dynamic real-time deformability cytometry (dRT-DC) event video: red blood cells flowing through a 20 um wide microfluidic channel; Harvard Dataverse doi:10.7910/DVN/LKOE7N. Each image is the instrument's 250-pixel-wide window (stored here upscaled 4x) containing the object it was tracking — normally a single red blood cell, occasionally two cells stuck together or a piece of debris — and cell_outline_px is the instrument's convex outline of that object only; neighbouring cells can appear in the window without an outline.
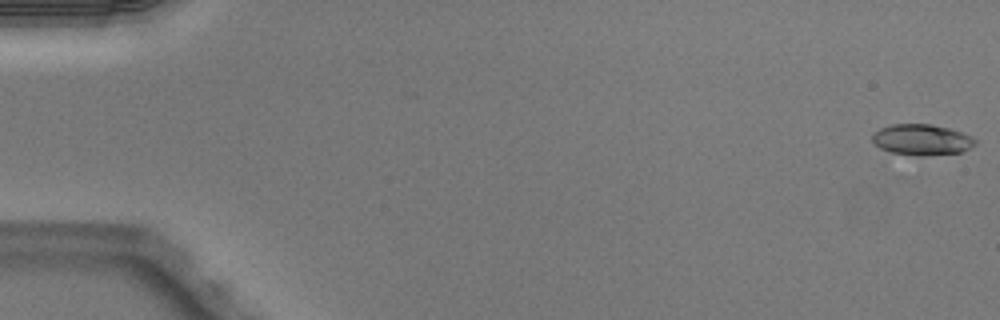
{"species": "Egyptian fruit bat (a non-hibernating species)", "species_latin": "Rousettus aegyptiacus", "temperature_condition": "warm", "stored_images_in_passage": 15, "camera_frame_rate_fps": 3000, "um_per_image_px": 0.085, "animal": {"sex": "male"}, "frame": {"image": 1, "passage_image": 1, "time_ms": 0.0, "image_size_px": [1000, 320], "cell_outline_px": [[976, 144], [960, 152], [928, 156], [916, 156], [892, 152], [880, 148], [872, 140], [872, 136], [880, 128], [892, 124], [932, 124], [948, 128], [972, 136], [976, 140]], "centroid_in_image_um": [78.36, 11.88], "position_along_channel_um": 6.6, "area_um2": 18.44}}
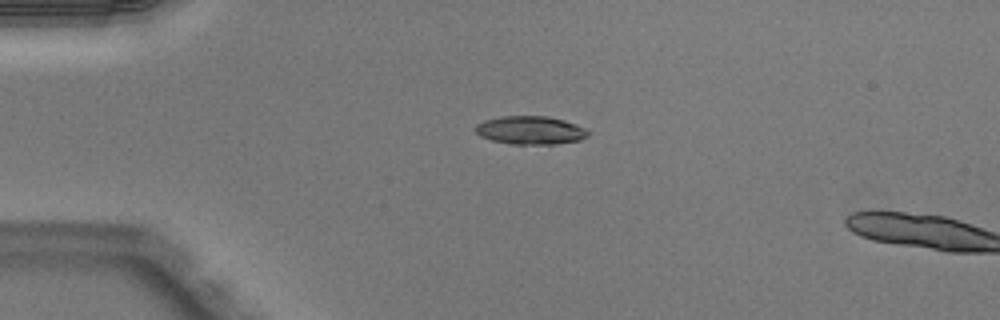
{"frame": {"image": 2, "passage_image": 13, "time_ms": 4.0, "image_size_px": [1000, 320], "cell_outline_px": [[592, 132], [588, 136], [580, 140], [556, 144], [512, 144], [492, 140], [480, 136], [472, 128], [476, 124], [484, 120], [500, 116], [548, 116], [564, 120], [576, 124]], "centroid_in_image_um": [45.08, 11.06], "position_along_channel_um": 39.9, "area_um2": 18.79}}